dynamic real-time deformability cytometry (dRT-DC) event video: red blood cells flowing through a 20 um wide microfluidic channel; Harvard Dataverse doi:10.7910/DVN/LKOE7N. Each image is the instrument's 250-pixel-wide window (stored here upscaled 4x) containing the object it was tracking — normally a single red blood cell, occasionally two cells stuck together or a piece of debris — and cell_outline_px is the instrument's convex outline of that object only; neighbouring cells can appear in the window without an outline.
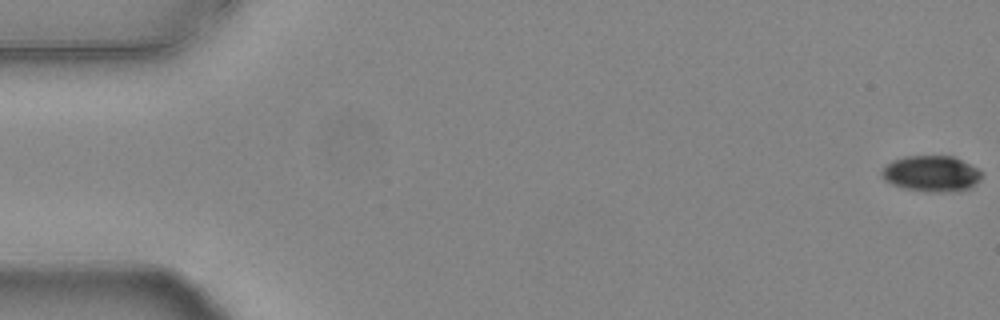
{"species": "common noctule bat (a hibernating species)", "species_latin": "Nyctalus noctula", "temperature_condition": "warm", "stored_images_in_passage": 55, "camera_frame_rate_fps": 3000, "um_per_image_px": 0.085, "animal": {"sex": "female", "body_mass_g": 24.6, "forearm_length_mm": 56.2}, "frame": {"image": 1, "passage_image": 1, "time_ms": 0.0, "image_size_px": [1000, 320], "cell_outline_px": [[984, 172], [980, 180], [976, 184], [968, 188], [944, 192], [932, 192], [904, 188], [892, 184], [884, 180], [880, 176], [880, 172], [892, 160], [904, 156], [952, 156]], "centroid_in_image_um": [79.15, 14.76], "position_along_channel_um": 5.9, "area_um2": 20.81}}
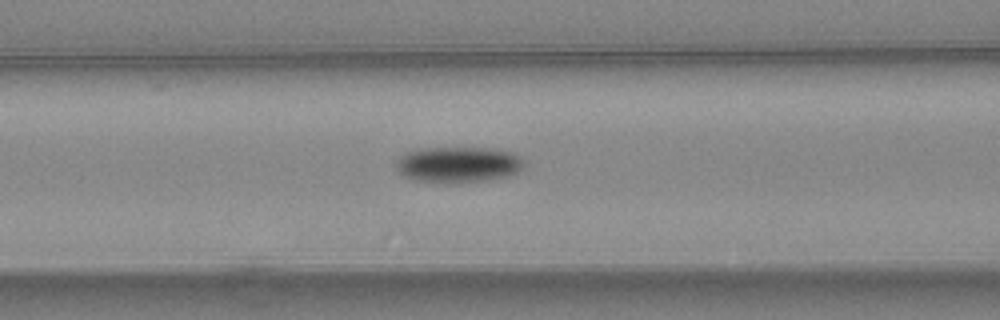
{"frame": {"image": 2, "passage_image": 23, "time_ms": 7.333, "image_size_px": [1000, 320], "cell_outline_px": [[524, 164], [516, 172], [508, 176], [488, 180], [460, 184], [448, 184], [416, 180], [404, 176], [396, 168], [396, 160], [404, 152], [416, 148], [492, 148], [512, 152], [520, 156]], "centroid_in_image_um": [38.91, 14.0], "position_along_channel_um": 127.7, "area_um2": 27.22}}
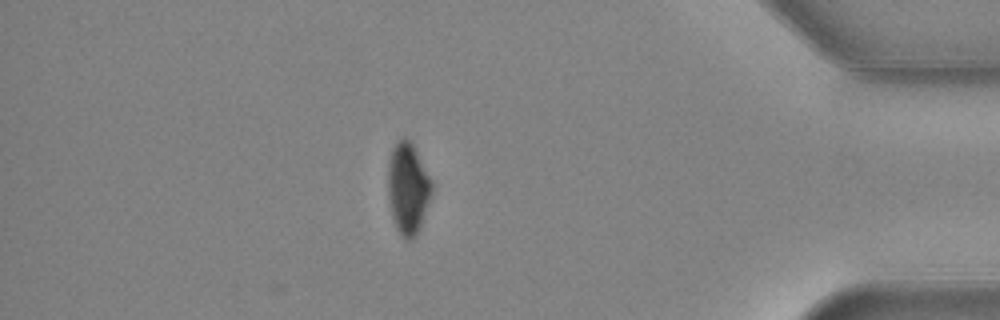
{"frame": {"image": 3, "passage_image": 48, "time_ms": 15.667, "image_size_px": [1000, 320], "cell_outline_px": [[432, 196], [420, 228], [416, 236], [412, 240], [404, 240], [400, 236], [396, 228], [392, 216], [388, 196], [388, 160], [392, 148], [396, 140], [404, 136], [412, 144], [432, 180]], "centroid_in_image_um": [34.67, 16.04], "position_along_channel_um": 400.5, "area_um2": 23.7}, "authors_computed_cell_mechanics": {"area_um2": 24.1026, "velocity_mm_per_s": 3.7813, "shape_relaxation_time_tau1_ms": 3.4109, "shape_relaxation_time_tau2_ms": null, "deformation_change_tau1": 0.1181, "deformation_change_tau2": null}}